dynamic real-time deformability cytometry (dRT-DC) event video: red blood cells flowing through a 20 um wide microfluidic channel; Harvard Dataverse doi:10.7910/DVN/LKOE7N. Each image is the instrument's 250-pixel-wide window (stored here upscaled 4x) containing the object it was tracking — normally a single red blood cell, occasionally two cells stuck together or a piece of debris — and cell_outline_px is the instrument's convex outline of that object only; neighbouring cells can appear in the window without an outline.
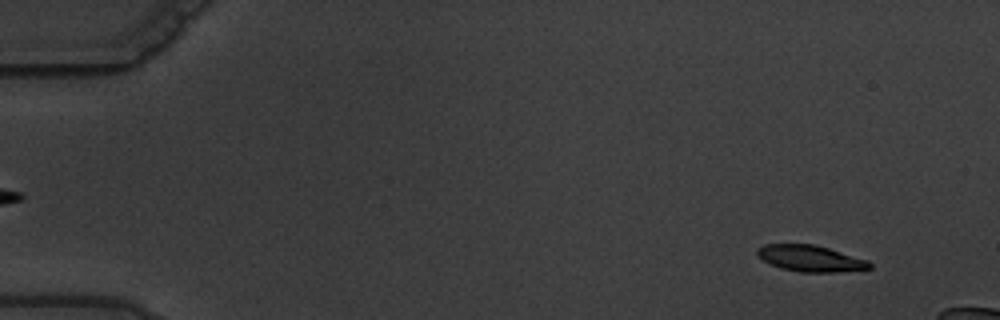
{"species": "common noctule bat (a hibernating species)", "species_latin": "Nyctalus noctula", "temperature_condition": "warm", "stored_images_in_passage": 4, "camera_frame_rate_fps": 3000, "um_per_image_px": 0.085, "animal": {"sex": "male", "body_mass_g": 19.5, "forearm_length_mm": 54.6}, "frame": {"image": 1, "passage_image": 1, "time_ms": 0.0, "image_size_px": [1000, 320], "cell_outline_px": [[872, 268], [836, 272], [800, 272], [780, 268], [764, 260], [756, 252], [756, 248], [764, 244], [812, 244], [828, 248], [868, 260], [872, 264]], "centroid_in_image_um": [68.89, 21.96], "position_along_channel_um": 16.1, "area_um2": 17.05}}